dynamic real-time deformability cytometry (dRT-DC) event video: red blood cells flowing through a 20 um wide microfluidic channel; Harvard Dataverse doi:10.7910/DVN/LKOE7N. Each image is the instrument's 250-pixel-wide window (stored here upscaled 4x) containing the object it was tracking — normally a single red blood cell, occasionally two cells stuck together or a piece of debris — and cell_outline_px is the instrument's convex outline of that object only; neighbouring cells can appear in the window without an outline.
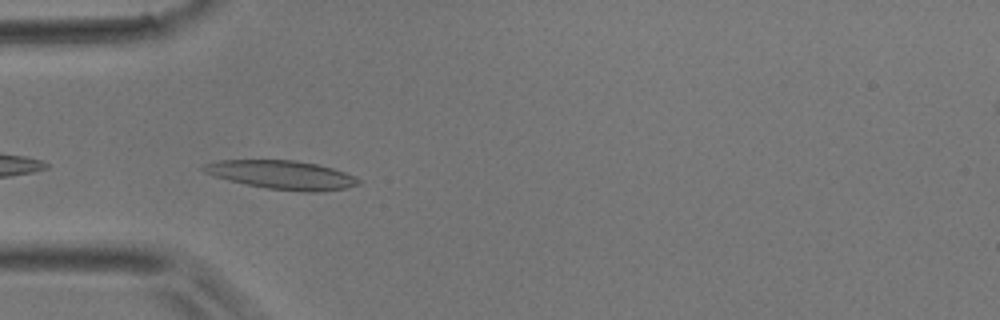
{"species": "common noctule bat (a hibernating species)", "species_latin": "Nyctalus noctula", "temperature_condition": "room temperature", "stored_images_in_passage": 9, "camera_frame_rate_fps": 3000, "um_per_image_px": 0.085, "animal": {"sex": "male", "body_mass_g": 17.9}, "frame": {"image": 1, "passage_image": 1, "time_ms": 0.0, "image_size_px": [1000, 320], "cell_outline_px": [[360, 184], [348, 188], [324, 192], [300, 192], [268, 188], [228, 180], [212, 176], [204, 172], [200, 168], [204, 164], [220, 160], [296, 160], [316, 164], [332, 168], [356, 176], [360, 180]], "centroid_in_image_um": [23.99, 14.87], "position_along_channel_um": 61.0, "area_um2": 26.07}}
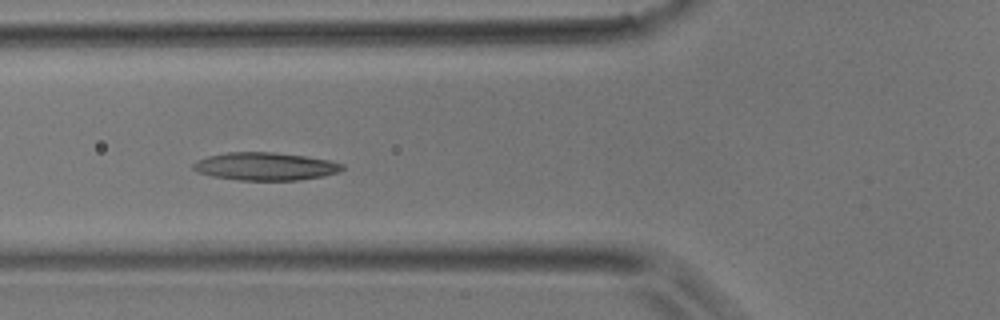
{"frame": {"image": 2, "passage_image": 4, "time_ms": 1.0, "image_size_px": [1000, 320], "cell_outline_px": [[344, 168], [340, 172], [300, 180], [240, 180], [212, 176], [196, 172], [192, 168], [192, 164], [196, 160], [208, 156], [228, 152], [272, 152], [304, 156], [328, 160], [344, 164]], "centroid_in_image_um": [22.52, 14.14], "position_along_channel_um": 103.3, "area_um2": 24.16}}